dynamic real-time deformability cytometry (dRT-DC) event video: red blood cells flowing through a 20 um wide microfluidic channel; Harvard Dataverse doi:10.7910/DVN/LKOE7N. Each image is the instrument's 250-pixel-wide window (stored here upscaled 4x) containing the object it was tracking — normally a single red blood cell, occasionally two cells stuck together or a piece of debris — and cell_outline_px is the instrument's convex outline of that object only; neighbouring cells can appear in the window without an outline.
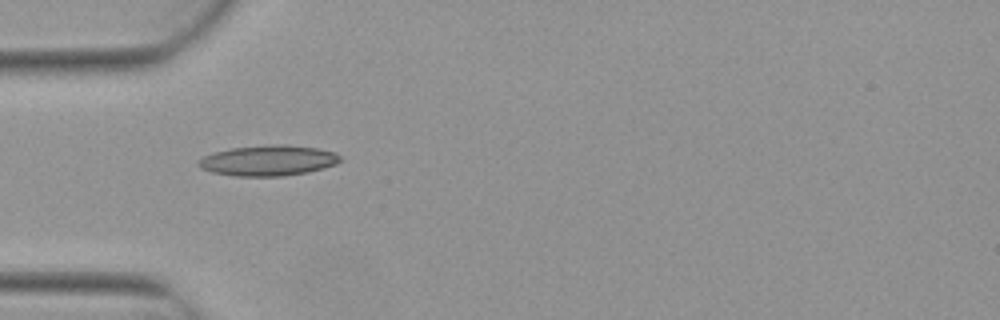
{"species": "Egyptian fruit bat (a non-hibernating species)", "species_latin": "Rousettus aegyptiacus", "temperature_condition": "warm", "stored_images_in_passage": 5, "camera_frame_rate_fps": 3000, "um_per_image_px": 0.085, "animal": {"sex": "female"}, "frame": {"image": 1, "passage_image": 4, "time_ms": 1.0, "image_size_px": [1000, 320], "cell_outline_px": [[340, 160], [336, 164], [324, 168], [308, 172], [284, 176], [236, 176], [212, 172], [200, 168], [196, 164], [204, 156], [216, 152], [232, 148], [276, 144], [288, 144], [316, 148], [336, 152], [340, 156]], "centroid_in_image_um": [22.83, 13.64], "position_along_channel_um": 62.2, "area_um2": 25.14}}
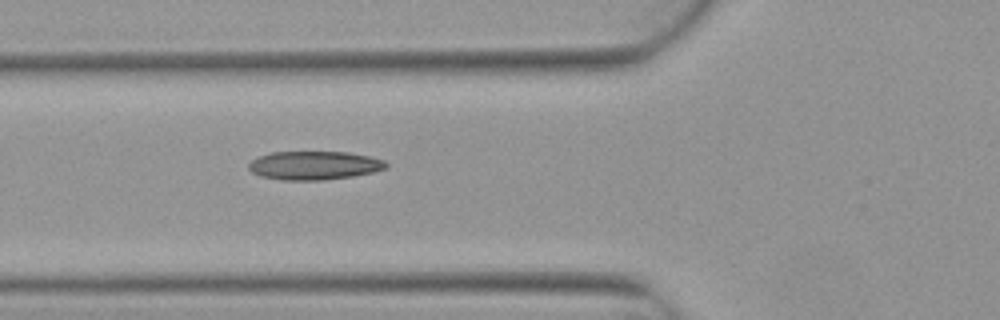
{"frame": {"image": 2, "passage_image": 5, "time_ms": 1.333, "image_size_px": [1000, 320], "cell_outline_px": [[388, 168], [372, 172], [352, 176], [324, 180], [280, 180], [260, 176], [252, 172], [248, 168], [248, 164], [252, 160], [260, 156], [272, 152], [348, 152], [368, 156], [384, 160], [388, 164]], "centroid_in_image_um": [26.7, 14.06], "position_along_channel_um": 99.1, "area_um2": 22.89}}